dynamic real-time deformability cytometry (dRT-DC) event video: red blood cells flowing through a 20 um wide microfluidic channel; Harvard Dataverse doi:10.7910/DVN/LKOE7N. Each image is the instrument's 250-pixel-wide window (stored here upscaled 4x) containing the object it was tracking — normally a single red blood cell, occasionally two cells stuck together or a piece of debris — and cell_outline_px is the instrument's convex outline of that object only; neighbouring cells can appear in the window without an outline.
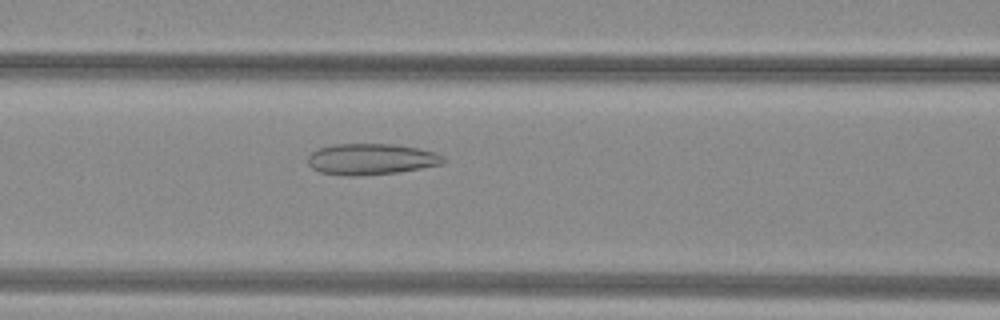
{"species": "common noctule bat (a hibernating species)", "species_latin": "Nyctalus noctula", "temperature_condition": "warm", "stored_images_in_passage": 34, "camera_frame_rate_fps": 3000, "um_per_image_px": 0.085, "animal": {"sex": "female", "body_mass_g": 29.2, "forearm_length_mm": 56.3}, "frame": {"image": 1, "passage_image": 12, "time_ms": 3.667, "image_size_px": [1000, 320], "cell_outline_px": [[444, 164], [396, 172], [356, 176], [352, 176], [320, 172], [312, 168], [308, 164], [308, 156], [312, 152], [320, 148], [332, 144], [392, 144], [416, 148], [436, 152], [444, 156]], "centroid_in_image_um": [31.54, 13.52], "position_along_channel_um": 135.1, "area_um2": 24.39}}
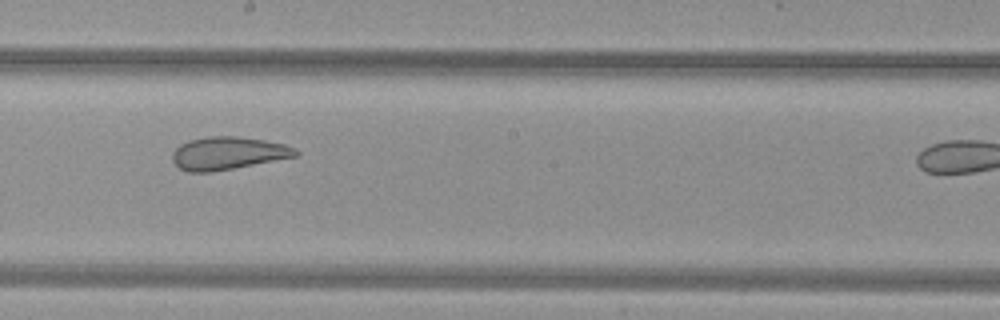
{"frame": {"image": 2, "passage_image": 19, "time_ms": 6.0, "image_size_px": [1000, 320], "cell_outline_px": [[300, 152], [296, 156], [212, 172], [188, 172], [180, 168], [172, 160], [172, 152], [180, 144], [188, 140], [208, 136], [236, 136], [264, 140], [284, 144], [296, 148]], "centroid_in_image_um": [19.35, 13.01], "position_along_channel_um": 228.8, "area_um2": 23.47}}
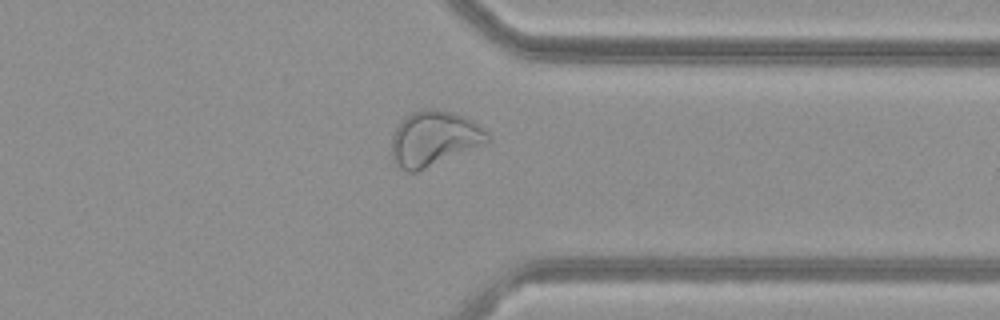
{"frame": {"image": 3, "passage_image": 30, "time_ms": 9.667, "image_size_px": [1000, 320], "cell_outline_px": [[492, 140], [484, 144], [416, 172], [408, 172], [396, 168], [392, 160], [392, 136], [400, 120], [412, 112], [420, 108], [432, 108], [452, 112], [464, 116], [472, 120], [488, 132], [492, 136]], "centroid_in_image_um": [36.88, 11.77], "position_along_channel_um": 374.5, "area_um2": 31.04}}